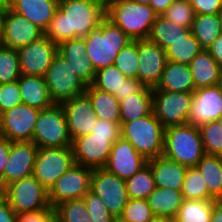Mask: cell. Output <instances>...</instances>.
Instances as JSON below:
<instances>
[{
  "label": "cell",
  "instance_id": "cell-1",
  "mask_svg": "<svg viewBox=\"0 0 222 222\" xmlns=\"http://www.w3.org/2000/svg\"><path fill=\"white\" fill-rule=\"evenodd\" d=\"M105 17V0H59L45 35L56 44L82 38Z\"/></svg>",
  "mask_w": 222,
  "mask_h": 222
},
{
  "label": "cell",
  "instance_id": "cell-2",
  "mask_svg": "<svg viewBox=\"0 0 222 222\" xmlns=\"http://www.w3.org/2000/svg\"><path fill=\"white\" fill-rule=\"evenodd\" d=\"M105 15L132 40L148 39L157 13L133 0H105Z\"/></svg>",
  "mask_w": 222,
  "mask_h": 222
},
{
  "label": "cell",
  "instance_id": "cell-3",
  "mask_svg": "<svg viewBox=\"0 0 222 222\" xmlns=\"http://www.w3.org/2000/svg\"><path fill=\"white\" fill-rule=\"evenodd\" d=\"M82 38L85 41L86 56L90 59L95 71L114 65L117 54L132 41L106 17L97 28Z\"/></svg>",
  "mask_w": 222,
  "mask_h": 222
},
{
  "label": "cell",
  "instance_id": "cell-4",
  "mask_svg": "<svg viewBox=\"0 0 222 222\" xmlns=\"http://www.w3.org/2000/svg\"><path fill=\"white\" fill-rule=\"evenodd\" d=\"M163 154L186 167H195L205 155L198 126L186 123L165 128Z\"/></svg>",
  "mask_w": 222,
  "mask_h": 222
},
{
  "label": "cell",
  "instance_id": "cell-5",
  "mask_svg": "<svg viewBox=\"0 0 222 222\" xmlns=\"http://www.w3.org/2000/svg\"><path fill=\"white\" fill-rule=\"evenodd\" d=\"M121 123V137L147 160L163 155L165 128L153 112L130 122Z\"/></svg>",
  "mask_w": 222,
  "mask_h": 222
},
{
  "label": "cell",
  "instance_id": "cell-6",
  "mask_svg": "<svg viewBox=\"0 0 222 222\" xmlns=\"http://www.w3.org/2000/svg\"><path fill=\"white\" fill-rule=\"evenodd\" d=\"M1 195L16 214L51 209L49 191L32 175L6 185Z\"/></svg>",
  "mask_w": 222,
  "mask_h": 222
},
{
  "label": "cell",
  "instance_id": "cell-7",
  "mask_svg": "<svg viewBox=\"0 0 222 222\" xmlns=\"http://www.w3.org/2000/svg\"><path fill=\"white\" fill-rule=\"evenodd\" d=\"M32 141L39 148L71 146L72 140L61 104H53L39 111Z\"/></svg>",
  "mask_w": 222,
  "mask_h": 222
},
{
  "label": "cell",
  "instance_id": "cell-8",
  "mask_svg": "<svg viewBox=\"0 0 222 222\" xmlns=\"http://www.w3.org/2000/svg\"><path fill=\"white\" fill-rule=\"evenodd\" d=\"M44 78L54 104H62L86 91L87 84L74 72L71 64L59 54L54 57Z\"/></svg>",
  "mask_w": 222,
  "mask_h": 222
},
{
  "label": "cell",
  "instance_id": "cell-9",
  "mask_svg": "<svg viewBox=\"0 0 222 222\" xmlns=\"http://www.w3.org/2000/svg\"><path fill=\"white\" fill-rule=\"evenodd\" d=\"M75 164L72 147L39 148L33 176L49 191L68 169Z\"/></svg>",
  "mask_w": 222,
  "mask_h": 222
},
{
  "label": "cell",
  "instance_id": "cell-10",
  "mask_svg": "<svg viewBox=\"0 0 222 222\" xmlns=\"http://www.w3.org/2000/svg\"><path fill=\"white\" fill-rule=\"evenodd\" d=\"M193 92L153 90L152 111L164 128L186 124Z\"/></svg>",
  "mask_w": 222,
  "mask_h": 222
},
{
  "label": "cell",
  "instance_id": "cell-11",
  "mask_svg": "<svg viewBox=\"0 0 222 222\" xmlns=\"http://www.w3.org/2000/svg\"><path fill=\"white\" fill-rule=\"evenodd\" d=\"M90 190L103 201L109 212L119 218L129 198L126 181L105 168L93 169Z\"/></svg>",
  "mask_w": 222,
  "mask_h": 222
},
{
  "label": "cell",
  "instance_id": "cell-12",
  "mask_svg": "<svg viewBox=\"0 0 222 222\" xmlns=\"http://www.w3.org/2000/svg\"><path fill=\"white\" fill-rule=\"evenodd\" d=\"M93 169L74 164L56 180L49 190V202L52 208L61 202L81 199L90 190Z\"/></svg>",
  "mask_w": 222,
  "mask_h": 222
},
{
  "label": "cell",
  "instance_id": "cell-13",
  "mask_svg": "<svg viewBox=\"0 0 222 222\" xmlns=\"http://www.w3.org/2000/svg\"><path fill=\"white\" fill-rule=\"evenodd\" d=\"M38 109L18 104L0 114V136L11 142L32 141Z\"/></svg>",
  "mask_w": 222,
  "mask_h": 222
},
{
  "label": "cell",
  "instance_id": "cell-14",
  "mask_svg": "<svg viewBox=\"0 0 222 222\" xmlns=\"http://www.w3.org/2000/svg\"><path fill=\"white\" fill-rule=\"evenodd\" d=\"M119 138L100 137L94 134L75 138L71 143L75 164L91 169L104 168L113 144Z\"/></svg>",
  "mask_w": 222,
  "mask_h": 222
},
{
  "label": "cell",
  "instance_id": "cell-15",
  "mask_svg": "<svg viewBox=\"0 0 222 222\" xmlns=\"http://www.w3.org/2000/svg\"><path fill=\"white\" fill-rule=\"evenodd\" d=\"M21 74L44 77L58 54V44L46 35L18 50Z\"/></svg>",
  "mask_w": 222,
  "mask_h": 222
},
{
  "label": "cell",
  "instance_id": "cell-16",
  "mask_svg": "<svg viewBox=\"0 0 222 222\" xmlns=\"http://www.w3.org/2000/svg\"><path fill=\"white\" fill-rule=\"evenodd\" d=\"M45 35L39 27L22 15L5 9L2 17L1 39L4 47L19 50Z\"/></svg>",
  "mask_w": 222,
  "mask_h": 222
},
{
  "label": "cell",
  "instance_id": "cell-17",
  "mask_svg": "<svg viewBox=\"0 0 222 222\" xmlns=\"http://www.w3.org/2000/svg\"><path fill=\"white\" fill-rule=\"evenodd\" d=\"M38 149L33 141L11 143L8 162L0 175L1 190L9 183L33 174Z\"/></svg>",
  "mask_w": 222,
  "mask_h": 222
},
{
  "label": "cell",
  "instance_id": "cell-18",
  "mask_svg": "<svg viewBox=\"0 0 222 222\" xmlns=\"http://www.w3.org/2000/svg\"><path fill=\"white\" fill-rule=\"evenodd\" d=\"M138 61V80L155 88L167 61L165 50L149 39H138Z\"/></svg>",
  "mask_w": 222,
  "mask_h": 222
},
{
  "label": "cell",
  "instance_id": "cell-19",
  "mask_svg": "<svg viewBox=\"0 0 222 222\" xmlns=\"http://www.w3.org/2000/svg\"><path fill=\"white\" fill-rule=\"evenodd\" d=\"M71 140L91 133L98 119L88 96L84 93L62 104Z\"/></svg>",
  "mask_w": 222,
  "mask_h": 222
},
{
  "label": "cell",
  "instance_id": "cell-20",
  "mask_svg": "<svg viewBox=\"0 0 222 222\" xmlns=\"http://www.w3.org/2000/svg\"><path fill=\"white\" fill-rule=\"evenodd\" d=\"M148 160L133 145L120 137L111 149L105 169L123 180L131 178Z\"/></svg>",
  "mask_w": 222,
  "mask_h": 222
},
{
  "label": "cell",
  "instance_id": "cell-21",
  "mask_svg": "<svg viewBox=\"0 0 222 222\" xmlns=\"http://www.w3.org/2000/svg\"><path fill=\"white\" fill-rule=\"evenodd\" d=\"M222 115V95L217 85L195 89L188 116V124L217 121Z\"/></svg>",
  "mask_w": 222,
  "mask_h": 222
},
{
  "label": "cell",
  "instance_id": "cell-22",
  "mask_svg": "<svg viewBox=\"0 0 222 222\" xmlns=\"http://www.w3.org/2000/svg\"><path fill=\"white\" fill-rule=\"evenodd\" d=\"M86 46L83 38L62 41L58 44V54L71 64L74 72L87 84L93 83L95 69L86 56Z\"/></svg>",
  "mask_w": 222,
  "mask_h": 222
},
{
  "label": "cell",
  "instance_id": "cell-23",
  "mask_svg": "<svg viewBox=\"0 0 222 222\" xmlns=\"http://www.w3.org/2000/svg\"><path fill=\"white\" fill-rule=\"evenodd\" d=\"M59 0H11L9 9L46 31L58 9Z\"/></svg>",
  "mask_w": 222,
  "mask_h": 222
},
{
  "label": "cell",
  "instance_id": "cell-24",
  "mask_svg": "<svg viewBox=\"0 0 222 222\" xmlns=\"http://www.w3.org/2000/svg\"><path fill=\"white\" fill-rule=\"evenodd\" d=\"M153 172L155 186L182 190L187 167L164 154L147 162Z\"/></svg>",
  "mask_w": 222,
  "mask_h": 222
},
{
  "label": "cell",
  "instance_id": "cell-25",
  "mask_svg": "<svg viewBox=\"0 0 222 222\" xmlns=\"http://www.w3.org/2000/svg\"><path fill=\"white\" fill-rule=\"evenodd\" d=\"M153 90L194 92L195 86L189 66L167 60L160 80Z\"/></svg>",
  "mask_w": 222,
  "mask_h": 222
},
{
  "label": "cell",
  "instance_id": "cell-26",
  "mask_svg": "<svg viewBox=\"0 0 222 222\" xmlns=\"http://www.w3.org/2000/svg\"><path fill=\"white\" fill-rule=\"evenodd\" d=\"M22 103L38 110L51 107L52 102L44 77L23 75L17 80Z\"/></svg>",
  "mask_w": 222,
  "mask_h": 222
},
{
  "label": "cell",
  "instance_id": "cell-27",
  "mask_svg": "<svg viewBox=\"0 0 222 222\" xmlns=\"http://www.w3.org/2000/svg\"><path fill=\"white\" fill-rule=\"evenodd\" d=\"M188 66L193 77L195 89L216 85L222 72V67L205 49Z\"/></svg>",
  "mask_w": 222,
  "mask_h": 222
},
{
  "label": "cell",
  "instance_id": "cell-28",
  "mask_svg": "<svg viewBox=\"0 0 222 222\" xmlns=\"http://www.w3.org/2000/svg\"><path fill=\"white\" fill-rule=\"evenodd\" d=\"M153 104V89L144 86L139 92L133 93L119 101L120 122H130L150 115Z\"/></svg>",
  "mask_w": 222,
  "mask_h": 222
},
{
  "label": "cell",
  "instance_id": "cell-29",
  "mask_svg": "<svg viewBox=\"0 0 222 222\" xmlns=\"http://www.w3.org/2000/svg\"><path fill=\"white\" fill-rule=\"evenodd\" d=\"M147 200L154 216L175 218L184 198L181 190L156 187Z\"/></svg>",
  "mask_w": 222,
  "mask_h": 222
},
{
  "label": "cell",
  "instance_id": "cell-30",
  "mask_svg": "<svg viewBox=\"0 0 222 222\" xmlns=\"http://www.w3.org/2000/svg\"><path fill=\"white\" fill-rule=\"evenodd\" d=\"M85 94L99 119L120 123L119 101L113 94L99 90L92 84L87 85Z\"/></svg>",
  "mask_w": 222,
  "mask_h": 222
},
{
  "label": "cell",
  "instance_id": "cell-31",
  "mask_svg": "<svg viewBox=\"0 0 222 222\" xmlns=\"http://www.w3.org/2000/svg\"><path fill=\"white\" fill-rule=\"evenodd\" d=\"M189 33L190 28L175 24L162 15H158L152 25L148 39L165 50L173 42L185 38Z\"/></svg>",
  "mask_w": 222,
  "mask_h": 222
},
{
  "label": "cell",
  "instance_id": "cell-32",
  "mask_svg": "<svg viewBox=\"0 0 222 222\" xmlns=\"http://www.w3.org/2000/svg\"><path fill=\"white\" fill-rule=\"evenodd\" d=\"M208 192L217 200L222 195V156L205 154L195 166Z\"/></svg>",
  "mask_w": 222,
  "mask_h": 222
},
{
  "label": "cell",
  "instance_id": "cell-33",
  "mask_svg": "<svg viewBox=\"0 0 222 222\" xmlns=\"http://www.w3.org/2000/svg\"><path fill=\"white\" fill-rule=\"evenodd\" d=\"M190 32L199 42L201 48L208 50L221 34L217 14H197L191 25Z\"/></svg>",
  "mask_w": 222,
  "mask_h": 222
},
{
  "label": "cell",
  "instance_id": "cell-34",
  "mask_svg": "<svg viewBox=\"0 0 222 222\" xmlns=\"http://www.w3.org/2000/svg\"><path fill=\"white\" fill-rule=\"evenodd\" d=\"M202 50L199 42L190 32L185 38L173 42L165 49V53L167 60L189 65Z\"/></svg>",
  "mask_w": 222,
  "mask_h": 222
},
{
  "label": "cell",
  "instance_id": "cell-35",
  "mask_svg": "<svg viewBox=\"0 0 222 222\" xmlns=\"http://www.w3.org/2000/svg\"><path fill=\"white\" fill-rule=\"evenodd\" d=\"M214 200L184 199L175 222H210Z\"/></svg>",
  "mask_w": 222,
  "mask_h": 222
},
{
  "label": "cell",
  "instance_id": "cell-36",
  "mask_svg": "<svg viewBox=\"0 0 222 222\" xmlns=\"http://www.w3.org/2000/svg\"><path fill=\"white\" fill-rule=\"evenodd\" d=\"M127 195L129 199H147L156 188L153 172L147 163L126 180Z\"/></svg>",
  "mask_w": 222,
  "mask_h": 222
},
{
  "label": "cell",
  "instance_id": "cell-37",
  "mask_svg": "<svg viewBox=\"0 0 222 222\" xmlns=\"http://www.w3.org/2000/svg\"><path fill=\"white\" fill-rule=\"evenodd\" d=\"M181 192L186 200H216L196 167H187Z\"/></svg>",
  "mask_w": 222,
  "mask_h": 222
},
{
  "label": "cell",
  "instance_id": "cell-38",
  "mask_svg": "<svg viewBox=\"0 0 222 222\" xmlns=\"http://www.w3.org/2000/svg\"><path fill=\"white\" fill-rule=\"evenodd\" d=\"M126 77L114 65L96 71L92 85L113 95H121V88Z\"/></svg>",
  "mask_w": 222,
  "mask_h": 222
},
{
  "label": "cell",
  "instance_id": "cell-39",
  "mask_svg": "<svg viewBox=\"0 0 222 222\" xmlns=\"http://www.w3.org/2000/svg\"><path fill=\"white\" fill-rule=\"evenodd\" d=\"M54 211L60 222H93L83 198L61 202Z\"/></svg>",
  "mask_w": 222,
  "mask_h": 222
},
{
  "label": "cell",
  "instance_id": "cell-40",
  "mask_svg": "<svg viewBox=\"0 0 222 222\" xmlns=\"http://www.w3.org/2000/svg\"><path fill=\"white\" fill-rule=\"evenodd\" d=\"M20 76L18 50L2 46L0 48V84L17 81Z\"/></svg>",
  "mask_w": 222,
  "mask_h": 222
},
{
  "label": "cell",
  "instance_id": "cell-41",
  "mask_svg": "<svg viewBox=\"0 0 222 222\" xmlns=\"http://www.w3.org/2000/svg\"><path fill=\"white\" fill-rule=\"evenodd\" d=\"M205 154L222 156V125L217 121L198 126Z\"/></svg>",
  "mask_w": 222,
  "mask_h": 222
},
{
  "label": "cell",
  "instance_id": "cell-42",
  "mask_svg": "<svg viewBox=\"0 0 222 222\" xmlns=\"http://www.w3.org/2000/svg\"><path fill=\"white\" fill-rule=\"evenodd\" d=\"M114 66L126 78L138 79V40H132L117 54Z\"/></svg>",
  "mask_w": 222,
  "mask_h": 222
},
{
  "label": "cell",
  "instance_id": "cell-43",
  "mask_svg": "<svg viewBox=\"0 0 222 222\" xmlns=\"http://www.w3.org/2000/svg\"><path fill=\"white\" fill-rule=\"evenodd\" d=\"M162 16L175 24L191 28L196 13L188 0H174Z\"/></svg>",
  "mask_w": 222,
  "mask_h": 222
},
{
  "label": "cell",
  "instance_id": "cell-44",
  "mask_svg": "<svg viewBox=\"0 0 222 222\" xmlns=\"http://www.w3.org/2000/svg\"><path fill=\"white\" fill-rule=\"evenodd\" d=\"M154 217L147 199H129L119 219L125 222H150Z\"/></svg>",
  "mask_w": 222,
  "mask_h": 222
},
{
  "label": "cell",
  "instance_id": "cell-45",
  "mask_svg": "<svg viewBox=\"0 0 222 222\" xmlns=\"http://www.w3.org/2000/svg\"><path fill=\"white\" fill-rule=\"evenodd\" d=\"M88 214L93 222H115V218L103 201L93 191L89 190L83 197Z\"/></svg>",
  "mask_w": 222,
  "mask_h": 222
},
{
  "label": "cell",
  "instance_id": "cell-46",
  "mask_svg": "<svg viewBox=\"0 0 222 222\" xmlns=\"http://www.w3.org/2000/svg\"><path fill=\"white\" fill-rule=\"evenodd\" d=\"M21 103L18 81L0 84V114Z\"/></svg>",
  "mask_w": 222,
  "mask_h": 222
},
{
  "label": "cell",
  "instance_id": "cell-47",
  "mask_svg": "<svg viewBox=\"0 0 222 222\" xmlns=\"http://www.w3.org/2000/svg\"><path fill=\"white\" fill-rule=\"evenodd\" d=\"M90 134L100 137H121V123L98 118Z\"/></svg>",
  "mask_w": 222,
  "mask_h": 222
},
{
  "label": "cell",
  "instance_id": "cell-48",
  "mask_svg": "<svg viewBox=\"0 0 222 222\" xmlns=\"http://www.w3.org/2000/svg\"><path fill=\"white\" fill-rule=\"evenodd\" d=\"M17 222H60L54 208L17 214Z\"/></svg>",
  "mask_w": 222,
  "mask_h": 222
},
{
  "label": "cell",
  "instance_id": "cell-49",
  "mask_svg": "<svg viewBox=\"0 0 222 222\" xmlns=\"http://www.w3.org/2000/svg\"><path fill=\"white\" fill-rule=\"evenodd\" d=\"M197 14H217L222 9V0H188Z\"/></svg>",
  "mask_w": 222,
  "mask_h": 222
},
{
  "label": "cell",
  "instance_id": "cell-50",
  "mask_svg": "<svg viewBox=\"0 0 222 222\" xmlns=\"http://www.w3.org/2000/svg\"><path fill=\"white\" fill-rule=\"evenodd\" d=\"M143 87L144 85L138 79L126 78L123 81L121 95L114 96L118 99V101H122L125 97H128L133 93L139 92Z\"/></svg>",
  "mask_w": 222,
  "mask_h": 222
},
{
  "label": "cell",
  "instance_id": "cell-51",
  "mask_svg": "<svg viewBox=\"0 0 222 222\" xmlns=\"http://www.w3.org/2000/svg\"><path fill=\"white\" fill-rule=\"evenodd\" d=\"M0 222H17V214L2 195H0Z\"/></svg>",
  "mask_w": 222,
  "mask_h": 222
},
{
  "label": "cell",
  "instance_id": "cell-52",
  "mask_svg": "<svg viewBox=\"0 0 222 222\" xmlns=\"http://www.w3.org/2000/svg\"><path fill=\"white\" fill-rule=\"evenodd\" d=\"M11 143L12 142L9 139L0 136V175L4 172L5 166L8 162Z\"/></svg>",
  "mask_w": 222,
  "mask_h": 222
},
{
  "label": "cell",
  "instance_id": "cell-53",
  "mask_svg": "<svg viewBox=\"0 0 222 222\" xmlns=\"http://www.w3.org/2000/svg\"><path fill=\"white\" fill-rule=\"evenodd\" d=\"M208 51L213 59L222 67V33L212 43Z\"/></svg>",
  "mask_w": 222,
  "mask_h": 222
},
{
  "label": "cell",
  "instance_id": "cell-54",
  "mask_svg": "<svg viewBox=\"0 0 222 222\" xmlns=\"http://www.w3.org/2000/svg\"><path fill=\"white\" fill-rule=\"evenodd\" d=\"M173 2L174 0H151L149 5L157 15H162Z\"/></svg>",
  "mask_w": 222,
  "mask_h": 222
},
{
  "label": "cell",
  "instance_id": "cell-55",
  "mask_svg": "<svg viewBox=\"0 0 222 222\" xmlns=\"http://www.w3.org/2000/svg\"><path fill=\"white\" fill-rule=\"evenodd\" d=\"M210 222H222V204L217 200L213 201V209Z\"/></svg>",
  "mask_w": 222,
  "mask_h": 222
},
{
  "label": "cell",
  "instance_id": "cell-56",
  "mask_svg": "<svg viewBox=\"0 0 222 222\" xmlns=\"http://www.w3.org/2000/svg\"><path fill=\"white\" fill-rule=\"evenodd\" d=\"M150 222H175V219L171 217L155 216Z\"/></svg>",
  "mask_w": 222,
  "mask_h": 222
},
{
  "label": "cell",
  "instance_id": "cell-57",
  "mask_svg": "<svg viewBox=\"0 0 222 222\" xmlns=\"http://www.w3.org/2000/svg\"><path fill=\"white\" fill-rule=\"evenodd\" d=\"M11 0H0V7H2L4 10L9 8Z\"/></svg>",
  "mask_w": 222,
  "mask_h": 222
},
{
  "label": "cell",
  "instance_id": "cell-58",
  "mask_svg": "<svg viewBox=\"0 0 222 222\" xmlns=\"http://www.w3.org/2000/svg\"><path fill=\"white\" fill-rule=\"evenodd\" d=\"M217 17H218V22L220 25V31L222 33V9L217 13Z\"/></svg>",
  "mask_w": 222,
  "mask_h": 222
},
{
  "label": "cell",
  "instance_id": "cell-59",
  "mask_svg": "<svg viewBox=\"0 0 222 222\" xmlns=\"http://www.w3.org/2000/svg\"><path fill=\"white\" fill-rule=\"evenodd\" d=\"M216 85L219 88V91H220V93L222 95V72H221L220 78H219V80H218Z\"/></svg>",
  "mask_w": 222,
  "mask_h": 222
},
{
  "label": "cell",
  "instance_id": "cell-60",
  "mask_svg": "<svg viewBox=\"0 0 222 222\" xmlns=\"http://www.w3.org/2000/svg\"><path fill=\"white\" fill-rule=\"evenodd\" d=\"M4 11L5 10L2 7H0V32H1V28H2V17H3Z\"/></svg>",
  "mask_w": 222,
  "mask_h": 222
},
{
  "label": "cell",
  "instance_id": "cell-61",
  "mask_svg": "<svg viewBox=\"0 0 222 222\" xmlns=\"http://www.w3.org/2000/svg\"><path fill=\"white\" fill-rule=\"evenodd\" d=\"M133 1H136L140 4H148L149 5L151 0H133Z\"/></svg>",
  "mask_w": 222,
  "mask_h": 222
},
{
  "label": "cell",
  "instance_id": "cell-62",
  "mask_svg": "<svg viewBox=\"0 0 222 222\" xmlns=\"http://www.w3.org/2000/svg\"><path fill=\"white\" fill-rule=\"evenodd\" d=\"M217 201L222 204V195L217 199Z\"/></svg>",
  "mask_w": 222,
  "mask_h": 222
},
{
  "label": "cell",
  "instance_id": "cell-63",
  "mask_svg": "<svg viewBox=\"0 0 222 222\" xmlns=\"http://www.w3.org/2000/svg\"><path fill=\"white\" fill-rule=\"evenodd\" d=\"M2 39H1V32H0V48L2 47Z\"/></svg>",
  "mask_w": 222,
  "mask_h": 222
},
{
  "label": "cell",
  "instance_id": "cell-64",
  "mask_svg": "<svg viewBox=\"0 0 222 222\" xmlns=\"http://www.w3.org/2000/svg\"><path fill=\"white\" fill-rule=\"evenodd\" d=\"M218 121L221 123L222 125V115L220 116V118L218 119Z\"/></svg>",
  "mask_w": 222,
  "mask_h": 222
},
{
  "label": "cell",
  "instance_id": "cell-65",
  "mask_svg": "<svg viewBox=\"0 0 222 222\" xmlns=\"http://www.w3.org/2000/svg\"><path fill=\"white\" fill-rule=\"evenodd\" d=\"M115 222H125L123 220H120L119 218L115 220Z\"/></svg>",
  "mask_w": 222,
  "mask_h": 222
}]
</instances>
